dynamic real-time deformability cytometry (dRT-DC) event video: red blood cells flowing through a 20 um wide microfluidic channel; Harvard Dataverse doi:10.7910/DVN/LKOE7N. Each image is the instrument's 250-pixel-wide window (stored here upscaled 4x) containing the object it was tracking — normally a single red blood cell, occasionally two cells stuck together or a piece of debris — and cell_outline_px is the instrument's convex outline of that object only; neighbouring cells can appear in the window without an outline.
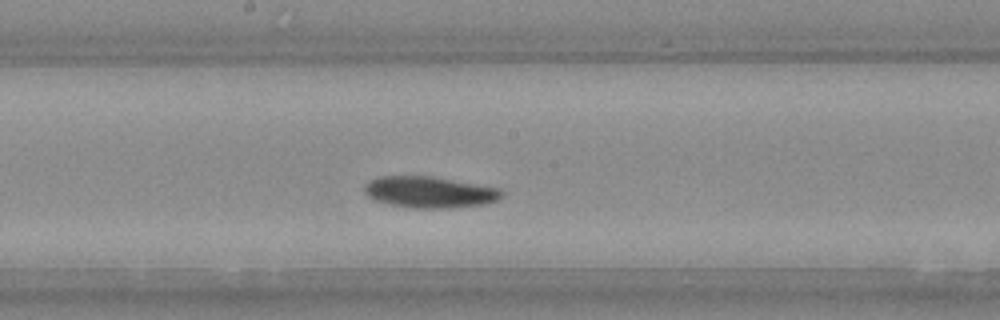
{"species": "Egyptian fruit bat (a non-hibernating species)", "species_latin": "Rousettus aegyptiacus", "temperature_condition": "warm", "stored_images_in_passage": 21, "camera_frame_rate_fps": 3000, "um_per_image_px": 0.085, "animal": {"sex": "female"}, "frame": {"image": 1, "passage_image": 12, "time_ms": 3.667, "image_size_px": [1000, 320], "cell_outline_px": [[504, 196], [488, 204], [452, 208], [412, 208], [392, 204], [376, 200], [368, 196], [364, 192], [364, 184], [368, 180], [380, 176], [432, 176], [500, 188], [504, 192]], "centroid_in_image_um": [36.54, 16.33], "position_along_channel_um": 211.7, "area_um2": 25.26}}